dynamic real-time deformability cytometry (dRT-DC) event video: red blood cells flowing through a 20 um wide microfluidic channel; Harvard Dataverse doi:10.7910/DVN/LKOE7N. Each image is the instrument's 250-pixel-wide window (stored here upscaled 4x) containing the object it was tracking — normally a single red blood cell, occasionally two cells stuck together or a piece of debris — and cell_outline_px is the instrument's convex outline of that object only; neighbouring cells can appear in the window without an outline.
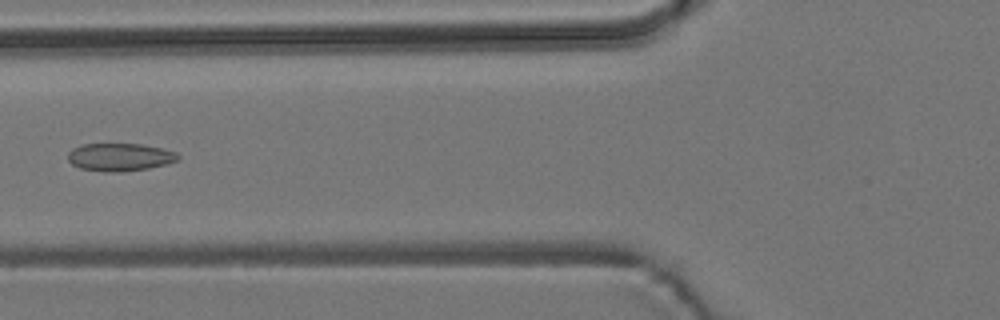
{"species": "common noctule bat (a hibernating species)", "species_latin": "Nyctalus noctula", "temperature_condition": "room temperature", "stored_images_in_passage": 5, "camera_frame_rate_fps": 3000, "um_per_image_px": 0.085, "animal": {"sex": "male", "body_mass_g": 19.2, "forearm_length_mm": 51.8}, "frame": {"image": 1, "passage_image": 5, "time_ms": 5.333, "image_size_px": [1000, 320], "cell_outline_px": [[180, 156], [176, 160], [168, 164], [148, 168], [120, 172], [104, 172], [80, 168], [72, 164], [68, 160], [68, 152], [72, 148], [80, 144], [140, 144], [164, 148], [176, 152]], "centroid_in_image_um": [10.18, 13.35], "position_along_channel_um": 115.6, "area_um2": 17.98}}